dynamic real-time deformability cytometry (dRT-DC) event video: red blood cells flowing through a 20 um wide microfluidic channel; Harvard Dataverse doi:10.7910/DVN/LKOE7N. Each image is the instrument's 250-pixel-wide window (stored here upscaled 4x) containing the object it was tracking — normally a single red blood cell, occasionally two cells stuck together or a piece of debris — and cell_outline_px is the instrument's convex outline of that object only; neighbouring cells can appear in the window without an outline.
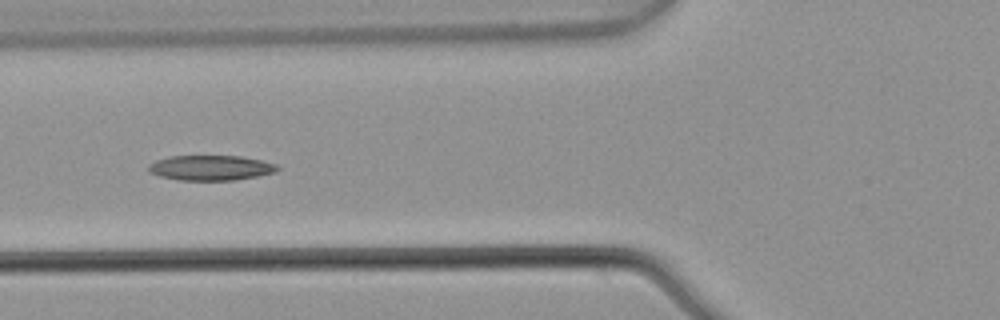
{"species": "common noctule bat (a hibernating species)", "species_latin": "Nyctalus noctula", "temperature_condition": "warm", "stored_images_in_passage": 6, "camera_frame_rate_fps": 3000, "um_per_image_px": 0.085, "animal": {"sex": "male", "body_mass_g": 21.5, "forearm_length_mm": 52.0}, "frame": {"image": 1, "passage_image": 5, "time_ms": 1.333, "image_size_px": [1000, 320], "cell_outline_px": [[280, 168], [276, 172], [236, 180], [180, 180], [160, 176], [148, 172], [148, 164], [156, 160], [168, 156], [244, 156], [276, 164]], "centroid_in_image_um": [17.9, 14.26], "position_along_channel_um": 107.9, "area_um2": 18.9}}
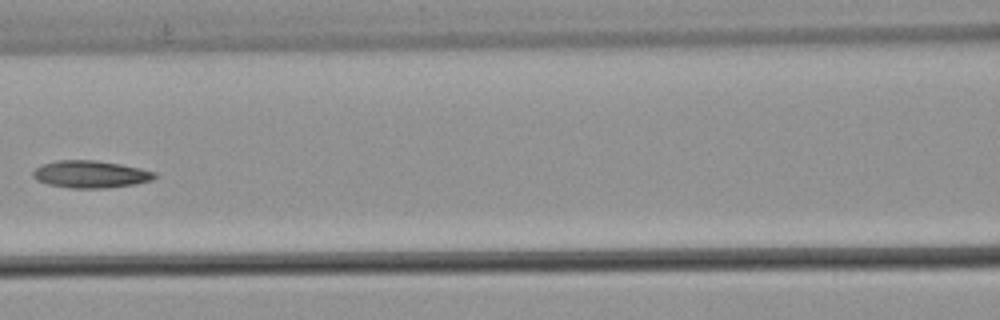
{"frame": {"image": 2, "passage_image": 6, "time_ms": 1.667, "image_size_px": [1000, 320], "cell_outline_px": [[156, 176], [152, 180], [136, 184], [108, 188], [72, 188], [48, 184], [36, 180], [32, 176], [32, 172], [36, 168], [44, 164], [56, 160], [96, 160], [120, 164], [140, 168], [156, 172]], "centroid_in_image_um": [7.7, 14.81], "position_along_channel_um": 158.9, "area_um2": 19.36}}